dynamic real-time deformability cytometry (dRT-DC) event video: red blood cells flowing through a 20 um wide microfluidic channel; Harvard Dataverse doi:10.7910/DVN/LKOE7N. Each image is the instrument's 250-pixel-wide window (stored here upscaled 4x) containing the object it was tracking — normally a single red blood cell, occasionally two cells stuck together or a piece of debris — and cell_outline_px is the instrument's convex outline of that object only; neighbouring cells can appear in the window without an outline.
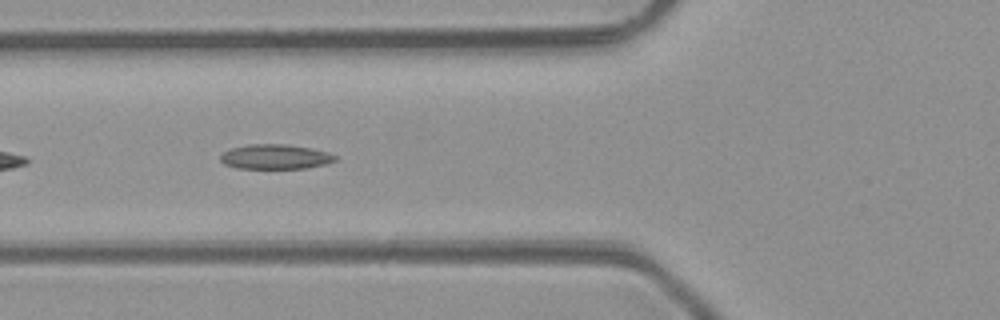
{"species": "common noctule bat (a hibernating species)", "species_latin": "Nyctalus noctula", "temperature_condition": "room temperature", "stored_images_in_passage": 6, "camera_frame_rate_fps": 3000, "um_per_image_px": 0.085, "animal": {"sex": "male", "body_mass_g": 23.1, "forearm_length_mm": 52.7}, "frame": {"image": 1, "passage_image": 5, "time_ms": 4.667, "image_size_px": [1000, 320], "cell_outline_px": [[336, 160], [328, 164], [308, 168], [236, 168], [224, 164], [220, 160], [220, 156], [224, 152], [232, 148], [248, 144], [284, 144], [312, 148], [328, 152], [336, 156]], "centroid_in_image_um": [23.42, 13.32], "position_along_channel_um": 102.4, "area_um2": 16.59}}
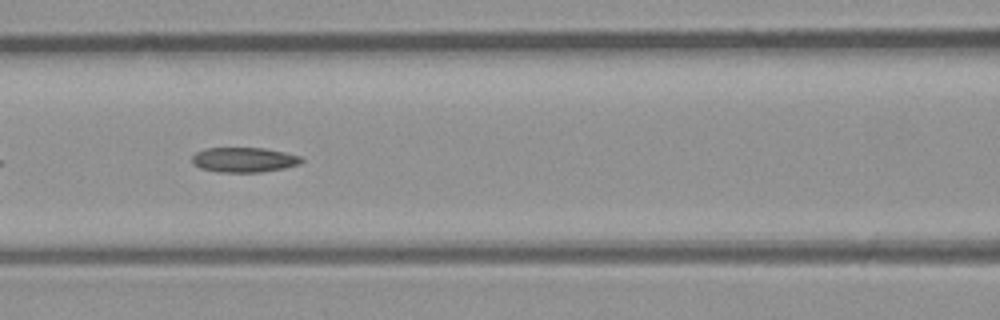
{"frame": {"image": 2, "passage_image": 6, "time_ms": 5.667, "image_size_px": [1000, 320], "cell_outline_px": [[304, 160], [300, 164], [284, 168], [260, 172], [216, 172], [200, 168], [192, 164], [192, 156], [196, 152], [204, 148], [264, 148], [284, 152], [300, 156]], "centroid_in_image_um": [20.71, 13.58], "position_along_channel_um": 145.9, "area_um2": 15.95}}